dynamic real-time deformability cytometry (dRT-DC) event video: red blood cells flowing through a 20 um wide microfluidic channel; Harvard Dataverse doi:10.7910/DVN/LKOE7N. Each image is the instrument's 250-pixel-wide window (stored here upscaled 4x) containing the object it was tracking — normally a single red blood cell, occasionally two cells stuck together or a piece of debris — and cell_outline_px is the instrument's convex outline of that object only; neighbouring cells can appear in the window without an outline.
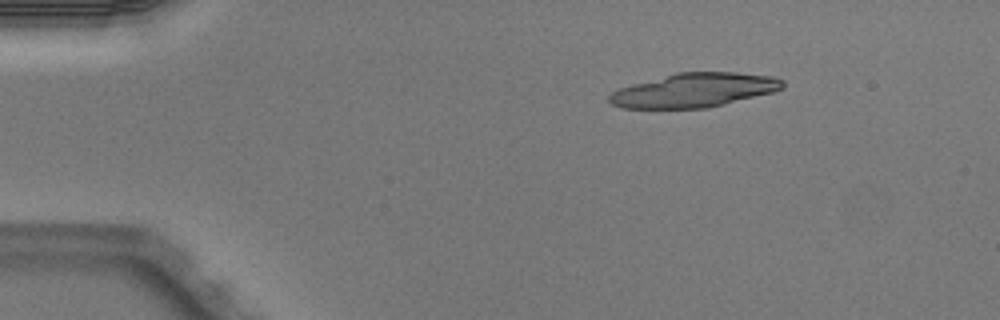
{"species": "Egyptian fruit bat (a non-hibernating species)", "species_latin": "Rousettus aegyptiacus", "temperature_condition": "warm", "stored_images_in_passage": 4, "camera_frame_rate_fps": 3000, "um_per_image_px": 0.085, "animal": {"sex": "male"}, "frame": {"image": 1, "passage_image": 1, "time_ms": 0.0, "image_size_px": [1000, 320], "cell_outline_px": [[784, 88], [772, 92], [708, 108], [620, 108], [612, 104], [608, 100], [608, 96], [612, 92], [620, 88], [632, 84], [676, 72], [736, 72], [772, 76], [784, 80]], "centroid_in_image_um": [59.0, 7.66], "position_along_channel_um": 26.0, "area_um2": 34.39}}